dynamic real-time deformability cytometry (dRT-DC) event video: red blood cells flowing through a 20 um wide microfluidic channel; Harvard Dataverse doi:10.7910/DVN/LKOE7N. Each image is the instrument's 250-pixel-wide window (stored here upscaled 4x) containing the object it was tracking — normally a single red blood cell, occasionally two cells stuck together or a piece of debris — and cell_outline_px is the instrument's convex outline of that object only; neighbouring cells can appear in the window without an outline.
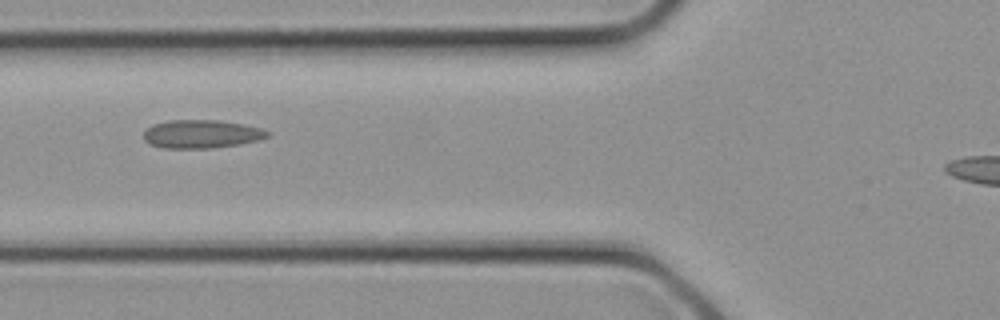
{"species": "common noctule bat (a hibernating species)", "species_latin": "Nyctalus noctula", "temperature_condition": "cold", "stored_images_in_passage": 5, "camera_frame_rate_fps": 3000, "um_per_image_px": 0.085, "animal": {"sex": "female", "body_mass_g": 21.9}, "frame": {"image": 1, "passage_image": 3, "time_ms": 0.667, "image_size_px": [1000, 320], "cell_outline_px": [[272, 136], [260, 140], [240, 144], [212, 148], [164, 148], [148, 144], [144, 140], [144, 132], [152, 124], [168, 120], [220, 120], [244, 124], [260, 128], [268, 132]], "centroid_in_image_um": [17.13, 11.39], "position_along_channel_um": 108.7, "area_um2": 20.63}}